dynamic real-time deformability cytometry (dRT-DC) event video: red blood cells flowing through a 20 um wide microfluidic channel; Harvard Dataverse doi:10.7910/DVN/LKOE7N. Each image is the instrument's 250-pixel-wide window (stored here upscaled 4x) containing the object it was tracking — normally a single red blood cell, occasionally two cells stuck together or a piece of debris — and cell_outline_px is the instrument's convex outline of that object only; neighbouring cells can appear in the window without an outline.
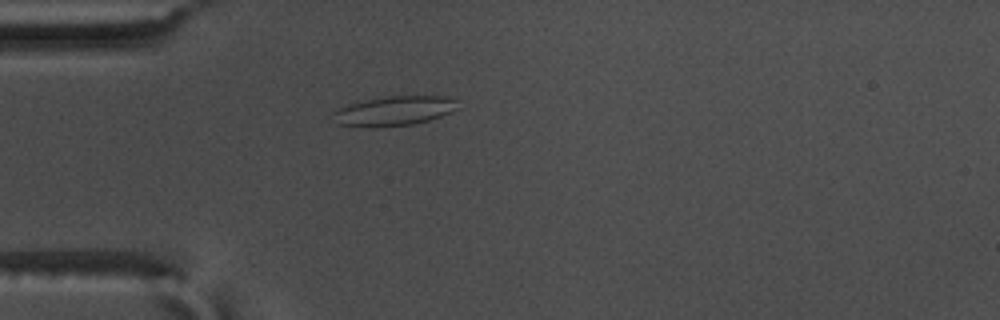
{"species": "common noctule bat (a hibernating species)", "species_latin": "Nyctalus noctula", "temperature_condition": "warm", "stored_images_in_passage": 48, "camera_frame_rate_fps": 3000, "um_per_image_px": 0.085, "animal": {"sex": "male", "body_mass_g": 17.5, "forearm_length_mm": 52.3}, "frame": {"image": 1, "passage_image": 8, "time_ms": 2.333, "image_size_px": [1000, 320], "cell_outline_px": [[460, 108], [452, 112], [428, 120], [412, 124], [336, 124], [332, 112], [340, 108], [352, 104], [368, 100], [388, 96], [448, 96], [456, 100]], "centroid_in_image_um": [33.64, 9.37], "position_along_channel_um": 51.4, "area_um2": 20.29}}
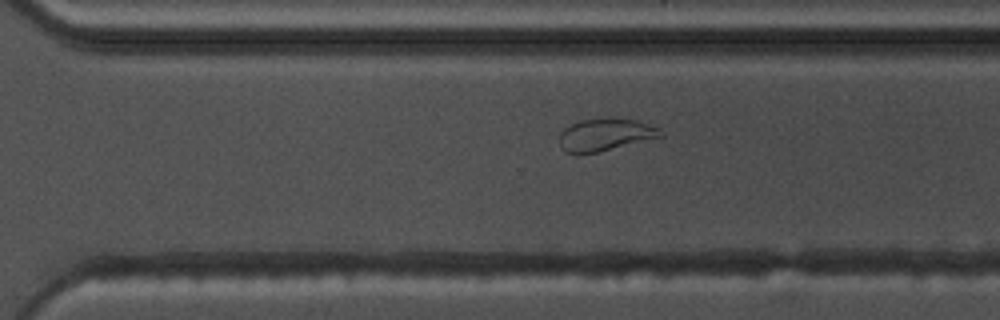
{"frame": {"image": 2, "passage_image": 31, "time_ms": 10.0, "image_size_px": [1000, 320], "cell_outline_px": [[664, 136], [596, 152], [564, 152], [560, 148], [560, 132], [564, 128], [580, 120], [608, 116], [636, 120], [660, 128]], "centroid_in_image_um": [51.46, 11.4], "position_along_channel_um": 319.1, "area_um2": 19.07}}
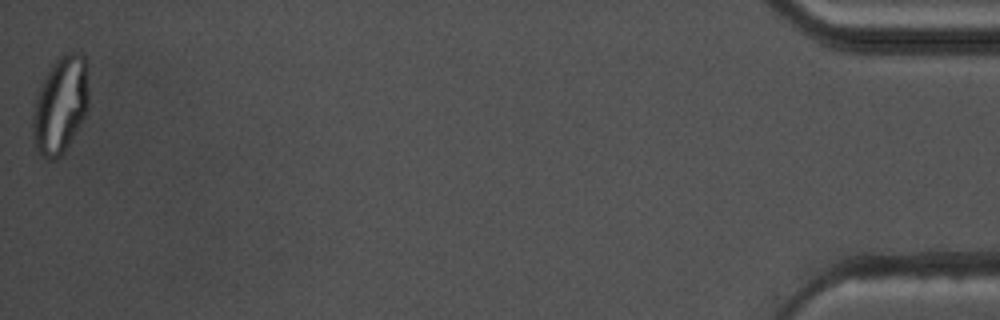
{"frame": {"image": 3, "passage_image": 48, "time_ms": 15.667, "image_size_px": [1000, 320], "cell_outline_px": [[88, 108], [84, 120], [64, 152], [56, 160], [48, 160], [40, 156], [32, 140], [32, 116], [36, 100], [40, 88], [52, 64], [64, 52], [80, 52], [88, 60]], "centroid_in_image_um": [5.16, 8.94], "position_along_channel_um": 430.0, "area_um2": 32.19}, "authors_computed_cell_mechanics": {"area_um2": 21.3571, "velocity_mm_per_s": 3.6383, "shape_relaxation_time_tau1_ms": null, "shape_relaxation_time_tau2_ms": 1.6053, "deformation_change_tau1": null, "deformation_change_tau2": 0.0779}}